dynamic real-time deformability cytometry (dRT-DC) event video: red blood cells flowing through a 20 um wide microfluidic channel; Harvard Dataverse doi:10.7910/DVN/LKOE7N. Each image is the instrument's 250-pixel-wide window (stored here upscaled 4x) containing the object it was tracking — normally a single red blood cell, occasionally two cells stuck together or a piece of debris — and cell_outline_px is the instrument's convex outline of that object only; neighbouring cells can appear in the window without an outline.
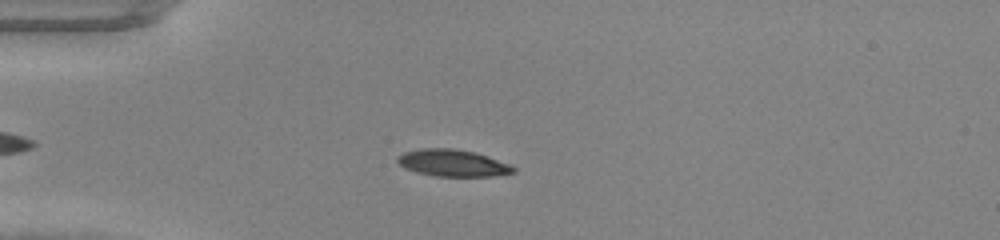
{"species": "common noctule bat (a hibernating species)", "species_latin": "Nyctalus noctula", "temperature_condition": "warm", "stored_images_in_passage": 41, "camera_frame_rate_fps": 3000, "um_per_image_px": 0.085, "animal": {"sex": "male", "body_mass_g": 20.0, "forearm_length_mm": 53.3}, "frame": {"image": 1, "passage_image": 13, "time_ms": 4.0, "image_size_px": [1000, 240], "cell_outline_px": [[516, 172], [492, 176], [432, 176], [416, 172], [404, 168], [396, 160], [396, 156], [404, 152], [420, 148], [452, 148], [476, 152], [512, 164], [516, 168]], "centroid_in_image_um": [38.49, 13.85], "position_along_channel_um": 46.5, "area_um2": 18.44}}
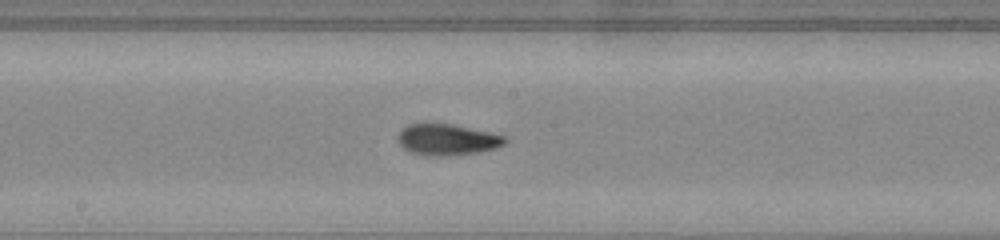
{"frame": {"image": 2, "passage_image": 26, "time_ms": 8.333, "image_size_px": [1000, 240], "cell_outline_px": [[508, 140], [504, 144], [496, 148], [480, 152], [448, 156], [428, 156], [412, 152], [404, 148], [400, 144], [400, 132], [408, 124], [452, 124], [492, 132], [504, 136]], "centroid_in_image_um": [38.08, 11.88], "position_along_channel_um": 210.1, "area_um2": 19.31}}
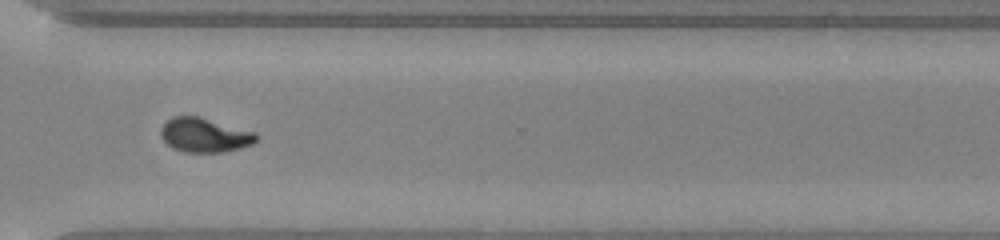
{"frame": {"image": 3, "passage_image": 36, "time_ms": 11.667, "image_size_px": [1000, 240], "cell_outline_px": [[260, 136], [252, 144], [240, 148], [224, 152], [184, 152], [172, 148], [160, 136], [160, 128], [172, 116], [200, 116], [256, 132]], "centroid_in_image_um": [17.4, 11.48], "position_along_channel_um": 353.2, "area_um2": 19.25}}